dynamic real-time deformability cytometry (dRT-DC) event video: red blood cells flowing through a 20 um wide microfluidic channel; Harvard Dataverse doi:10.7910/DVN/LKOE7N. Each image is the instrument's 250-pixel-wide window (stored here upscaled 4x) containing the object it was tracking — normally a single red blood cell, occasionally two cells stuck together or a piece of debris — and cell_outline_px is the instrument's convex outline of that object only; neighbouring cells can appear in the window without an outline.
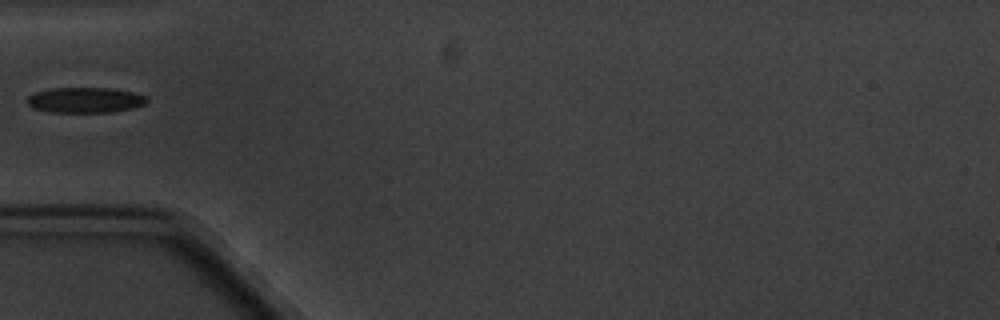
{"species": "common noctule bat (a hibernating species)", "species_latin": "Nyctalus noctula", "temperature_condition": "cold", "stored_images_in_passage": 4, "camera_frame_rate_fps": 3000, "um_per_image_px": 0.085, "animal": {"sex": "male", "body_mass_g": 20.1, "forearm_length_mm": 53.5}, "frame": {"image": 1, "passage_image": 2, "time_ms": 1.333, "image_size_px": [1000, 320], "cell_outline_px": [[148, 100], [144, 104], [132, 108], [112, 112], [48, 112], [32, 108], [28, 104], [28, 96], [36, 92], [52, 88], [112, 88], [132, 92], [144, 96]], "centroid_in_image_um": [7.21, 8.51], "position_along_channel_um": 77.8, "area_um2": 17.63}}